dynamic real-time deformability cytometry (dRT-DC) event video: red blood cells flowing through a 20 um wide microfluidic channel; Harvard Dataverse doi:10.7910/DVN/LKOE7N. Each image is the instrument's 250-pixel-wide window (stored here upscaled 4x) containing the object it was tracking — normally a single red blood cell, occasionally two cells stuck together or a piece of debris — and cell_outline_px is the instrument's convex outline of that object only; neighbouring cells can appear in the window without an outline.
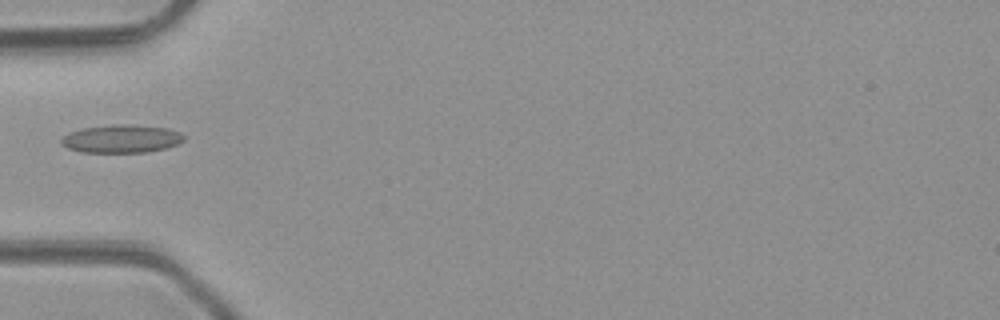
{"species": "common noctule bat (a hibernating species)", "species_latin": "Nyctalus noctula", "temperature_condition": "room temperature", "stored_images_in_passage": 5, "camera_frame_rate_fps": 3000, "um_per_image_px": 0.085, "animal": {"sex": "male", "body_mass_g": 23.1, "forearm_length_mm": 52.7}, "frame": {"image": 1, "passage_image": 5, "time_ms": 4.667, "image_size_px": [1000, 320], "cell_outline_px": [[184, 140], [176, 144], [164, 148], [148, 152], [80, 152], [68, 148], [60, 144], [60, 140], [68, 132], [80, 128], [112, 124], [132, 124], [168, 128], [180, 132], [184, 136]], "centroid_in_image_um": [10.28, 11.78], "position_along_channel_um": 74.7, "area_um2": 20.23}}